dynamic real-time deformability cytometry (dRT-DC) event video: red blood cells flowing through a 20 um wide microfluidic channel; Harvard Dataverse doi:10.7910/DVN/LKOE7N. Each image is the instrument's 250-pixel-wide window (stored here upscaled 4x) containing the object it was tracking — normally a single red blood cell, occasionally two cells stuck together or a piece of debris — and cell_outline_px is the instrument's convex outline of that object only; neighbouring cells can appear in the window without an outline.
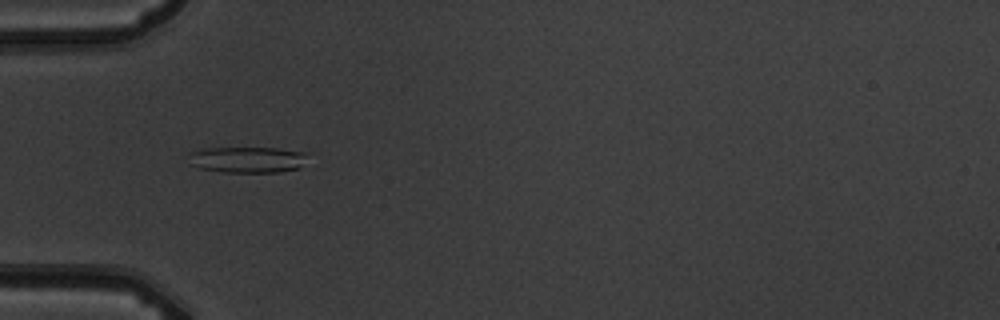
{"species": "common noctule bat (a hibernating species)", "species_latin": "Nyctalus noctula", "temperature_condition": "warm", "stored_images_in_passage": 6, "camera_frame_rate_fps": 3000, "um_per_image_px": 0.085, "animal": {"sex": "male", "body_mass_g": 19.5, "forearm_length_mm": 54.6}, "frame": {"image": 1, "passage_image": 5, "time_ms": 4.667, "image_size_px": [1000, 320], "cell_outline_px": [[312, 152], [300, 168], [280, 172], [224, 172], [200, 168], [188, 164], [188, 152], [204, 148], [276, 148]], "centroid_in_image_um": [21.06, 13.56], "position_along_channel_um": 63.9, "area_um2": 18.55}}